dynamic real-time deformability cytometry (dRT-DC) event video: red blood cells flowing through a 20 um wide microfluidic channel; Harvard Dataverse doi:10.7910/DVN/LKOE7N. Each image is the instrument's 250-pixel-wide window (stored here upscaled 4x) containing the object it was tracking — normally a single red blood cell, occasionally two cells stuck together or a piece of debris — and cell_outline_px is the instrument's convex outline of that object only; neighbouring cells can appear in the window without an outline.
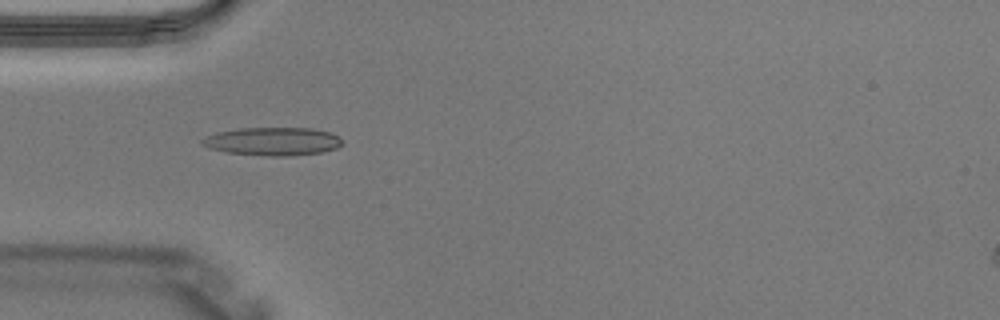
{"species": "Egyptian fruit bat (a non-hibernating species)", "species_latin": "Rousettus aegyptiacus", "temperature_condition": "warm", "stored_images_in_passage": 4, "camera_frame_rate_fps": 3000, "um_per_image_px": 0.085, "animal": {"sex": "male"}, "frame": {"image": 1, "passage_image": 4, "time_ms": 1.0, "image_size_px": [1000, 320], "cell_outline_px": [[344, 144], [336, 148], [324, 152], [288, 156], [272, 156], [228, 152], [208, 148], [200, 144], [200, 140], [204, 136], [216, 132], [240, 128], [312, 128], [332, 132], [340, 136], [344, 140]], "centroid_in_image_um": [23.22, 12.01], "position_along_channel_um": 61.8, "area_um2": 23.35}}